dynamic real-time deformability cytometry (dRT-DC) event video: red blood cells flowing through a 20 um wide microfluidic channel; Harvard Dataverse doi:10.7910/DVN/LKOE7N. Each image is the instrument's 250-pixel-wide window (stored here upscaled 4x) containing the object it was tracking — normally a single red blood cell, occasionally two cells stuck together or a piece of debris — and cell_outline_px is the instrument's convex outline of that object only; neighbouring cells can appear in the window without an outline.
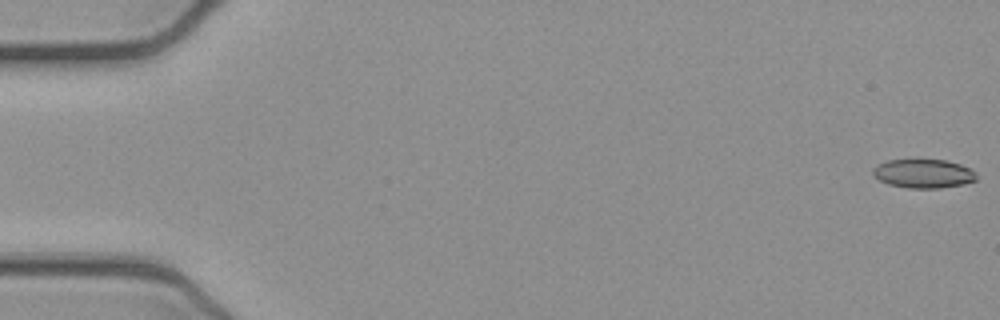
{"species": "common noctule bat (a hibernating species)", "species_latin": "Nyctalus noctula", "temperature_condition": "cold", "stored_images_in_passage": 53, "camera_frame_rate_fps": 3000, "um_per_image_px": 0.085, "animal": {"sex": "female", "body_mass_g": 21.9}, "frame": {"image": 1, "passage_image": 1, "time_ms": 0.0, "image_size_px": [1000, 320], "cell_outline_px": [[976, 180], [964, 184], [940, 188], [908, 188], [888, 184], [872, 176], [872, 172], [876, 164], [888, 160], [948, 160], [960, 164], [976, 172]], "centroid_in_image_um": [78.48, 14.76], "position_along_channel_um": 6.5, "area_um2": 17.46}}
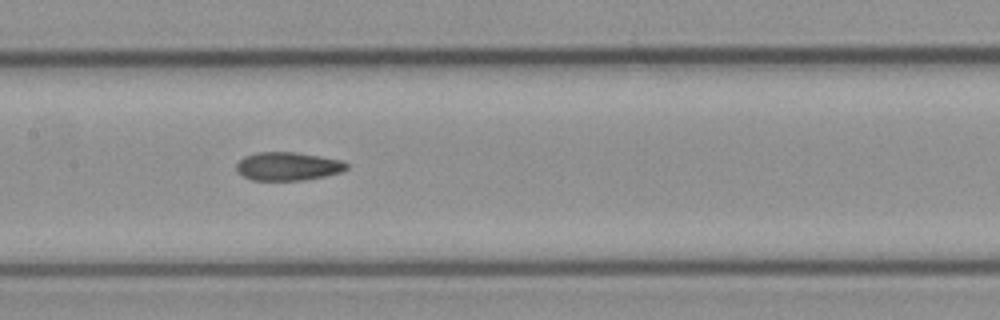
{"frame": {"image": 2, "passage_image": 26, "time_ms": 8.333, "image_size_px": [1000, 320], "cell_outline_px": [[348, 168], [340, 172], [324, 176], [304, 180], [252, 180], [236, 172], [236, 164], [244, 156], [256, 152], [296, 152], [320, 156], [340, 160], [348, 164]], "centroid_in_image_um": [24.44, 14.13], "position_along_channel_um": 183.0, "area_um2": 18.21}}
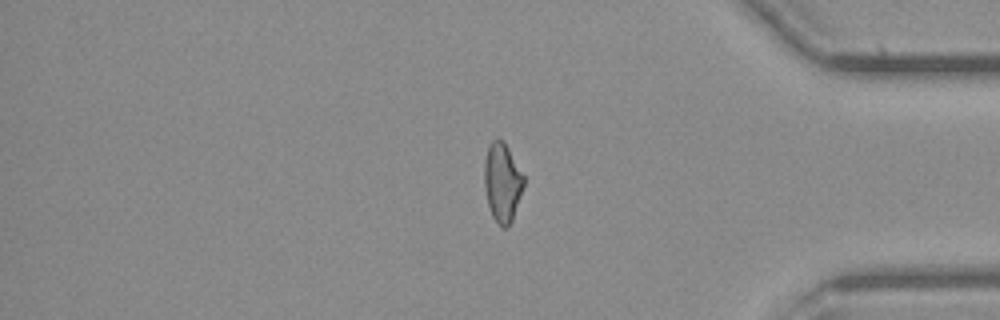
{"frame": {"image": 3, "passage_image": 44, "time_ms": 14.333, "image_size_px": [1000, 320], "cell_outline_px": [[524, 184], [512, 220], [508, 228], [504, 228], [492, 216], [488, 204], [484, 188], [484, 160], [488, 148], [492, 140], [504, 140], [524, 176]], "centroid_in_image_um": [42.69, 15.49], "position_along_channel_um": 392.5, "area_um2": 17.98}, "authors_computed_cell_mechanics": {"area_um2": 18.4382, "velocity_mm_per_s": 3.9134, "shape_relaxation_time_tau1_ms": null, "shape_relaxation_time_tau2_ms": 2.9431, "deformation_change_tau1": null, "deformation_change_tau2": 0.0995}}